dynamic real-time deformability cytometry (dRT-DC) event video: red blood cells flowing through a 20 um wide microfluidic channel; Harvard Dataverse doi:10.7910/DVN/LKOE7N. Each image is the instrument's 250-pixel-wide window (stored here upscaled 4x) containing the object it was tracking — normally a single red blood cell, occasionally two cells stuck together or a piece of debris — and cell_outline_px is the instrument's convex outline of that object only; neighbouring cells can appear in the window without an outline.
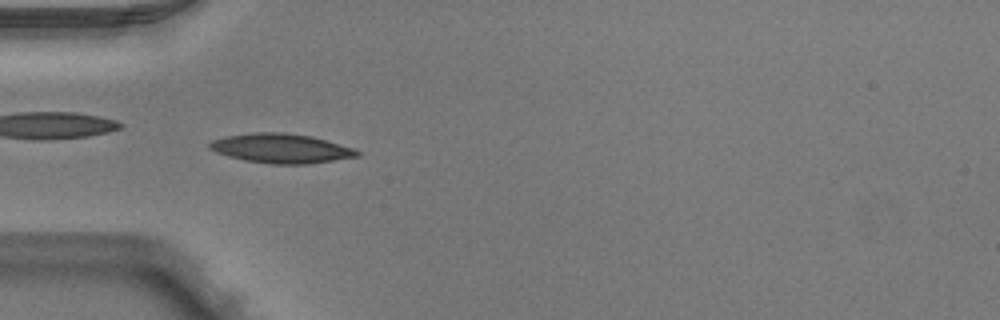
{"species": "Egyptian fruit bat (a non-hibernating species)", "species_latin": "Rousettus aegyptiacus", "temperature_condition": "warm", "stored_images_in_passage": 42, "camera_frame_rate_fps": 3000, "um_per_image_px": 0.085, "animal": {"sex": "male"}, "frame": {"image": 1, "passage_image": 7, "time_ms": 2.0, "image_size_px": [1000, 320], "cell_outline_px": [[360, 156], [308, 164], [272, 164], [244, 160], [228, 156], [216, 152], [208, 148], [208, 144], [212, 140], [224, 136], [252, 132], [284, 132], [312, 136], [356, 148], [360, 152]], "centroid_in_image_um": [23.9, 12.6], "position_along_channel_um": 61.1, "area_um2": 25.55}}
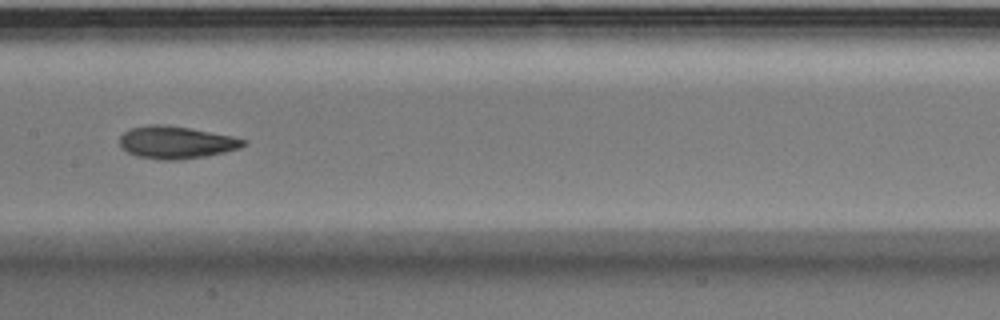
{"frame": {"image": 2, "passage_image": 17, "time_ms": 5.333, "image_size_px": [1000, 320], "cell_outline_px": [[248, 144], [240, 148], [224, 152], [204, 156], [176, 160], [160, 160], [136, 156], [128, 152], [120, 144], [120, 136], [124, 132], [132, 128], [152, 124], [160, 124], [188, 128], [232, 136], [248, 140]], "centroid_in_image_um": [14.99, 12.11], "position_along_channel_um": 192.4, "area_um2": 23.18}}
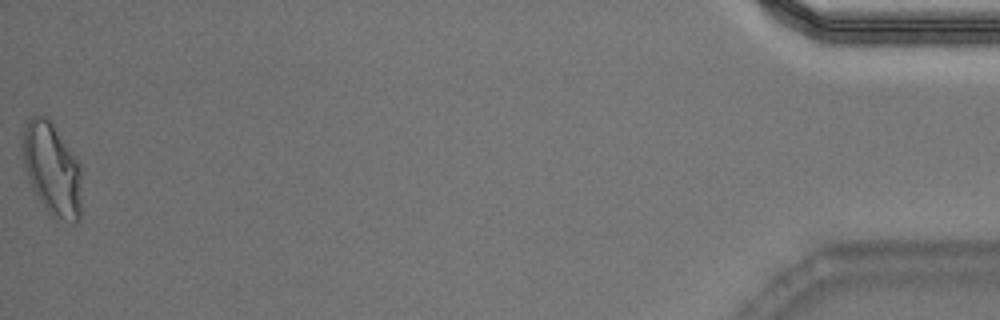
{"frame": {"image": 3, "passage_image": 42, "time_ms": 13.667, "image_size_px": [1000, 320], "cell_outline_px": [[80, 220], [76, 224], [72, 224], [52, 216], [44, 208], [32, 188], [24, 168], [20, 144], [20, 140], [24, 128], [28, 120], [32, 116], [44, 116], [52, 124], [80, 164]], "centroid_in_image_um": [4.38, 14.41], "position_along_channel_um": 430.8, "area_um2": 31.91}, "authors_computed_cell_mechanics": {"area_um2": 23.1778, "velocity_mm_per_s": 3.9929, "shape_relaxation_time_tau1_ms": 8.1947, "shape_relaxation_time_tau2_ms": 2.2538, "deformation_change_tau1": 0.2395, "deformation_change_tau2": 0.0832}}